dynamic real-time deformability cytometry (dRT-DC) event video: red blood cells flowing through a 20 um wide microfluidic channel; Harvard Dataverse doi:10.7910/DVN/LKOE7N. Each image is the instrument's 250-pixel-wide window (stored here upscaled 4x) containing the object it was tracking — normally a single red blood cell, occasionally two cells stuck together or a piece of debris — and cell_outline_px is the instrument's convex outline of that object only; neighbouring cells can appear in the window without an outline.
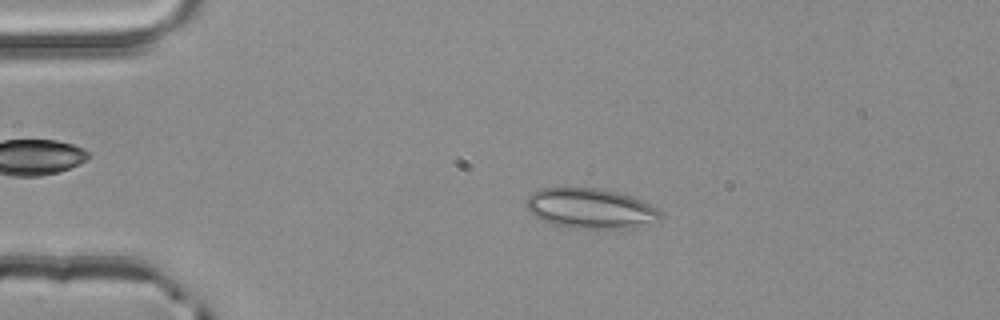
{"species": "common noctule bat (a hibernating species)", "species_latin": "Nyctalus noctula", "temperature_condition": "room temperature", "stored_images_in_passage": 2, "camera_frame_rate_fps": 3000, "um_per_image_px": 0.085, "animal": {"sex": "male", "body_mass_g": 20.4}, "frame": {"image": 1, "passage_image": 2, "time_ms": 0.333, "image_size_px": [1000, 320], "cell_outline_px": [[664, 216], [660, 220], [636, 228], [568, 228], [552, 224], [536, 216], [528, 208], [528, 196], [532, 192], [540, 188], [600, 188], [632, 196], [656, 208]], "centroid_in_image_um": [50.24, 17.72], "position_along_channel_um": 34.8, "area_um2": 31.21}}